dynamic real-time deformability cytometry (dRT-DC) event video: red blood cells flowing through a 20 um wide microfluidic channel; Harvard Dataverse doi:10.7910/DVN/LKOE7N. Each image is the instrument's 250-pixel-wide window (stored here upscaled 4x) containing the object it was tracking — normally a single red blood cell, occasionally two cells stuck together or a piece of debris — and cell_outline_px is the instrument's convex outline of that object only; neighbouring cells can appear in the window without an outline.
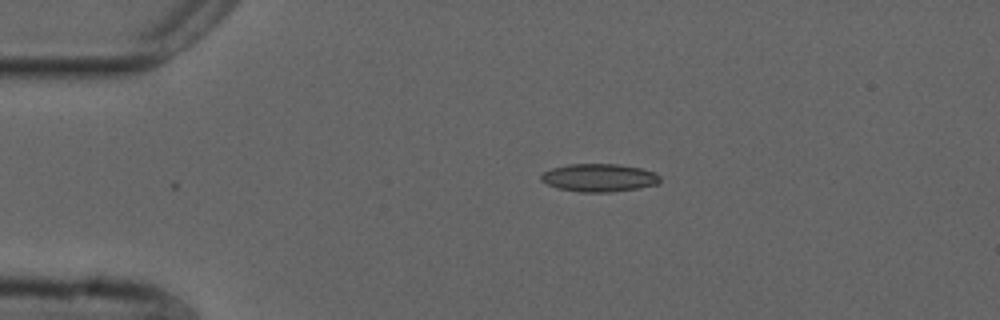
{"species": "common noctule bat (a hibernating species)", "species_latin": "Nyctalus noctula", "temperature_condition": "cold", "stored_images_in_passage": 8, "camera_frame_rate_fps": 3000, "um_per_image_px": 0.085, "animal": {"sex": "male", "forearm_length_mm": 52.5}, "frame": {"image": 1, "passage_image": 1, "time_ms": 0.0, "image_size_px": [1000, 320], "cell_outline_px": [[660, 184], [640, 188], [612, 192], [580, 192], [556, 188], [540, 180], [540, 176], [544, 172], [552, 168], [568, 164], [620, 164], [640, 168], [656, 172], [660, 176]], "centroid_in_image_um": [50.95, 15.11], "position_along_channel_um": 34.0, "area_um2": 19.59}}
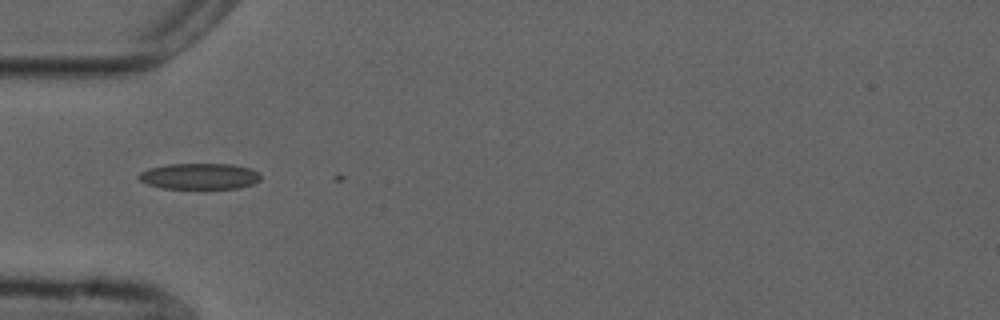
{"frame": {"image": 2, "passage_image": 7, "time_ms": 2.0, "image_size_px": [1000, 320], "cell_outline_px": [[260, 180], [252, 184], [240, 188], [164, 188], [148, 184], [140, 180], [136, 176], [140, 172], [148, 168], [168, 164], [232, 164], [248, 168], [260, 172]], "centroid_in_image_um": [16.95, 14.97], "position_along_channel_um": 68.0, "area_um2": 18.44}}